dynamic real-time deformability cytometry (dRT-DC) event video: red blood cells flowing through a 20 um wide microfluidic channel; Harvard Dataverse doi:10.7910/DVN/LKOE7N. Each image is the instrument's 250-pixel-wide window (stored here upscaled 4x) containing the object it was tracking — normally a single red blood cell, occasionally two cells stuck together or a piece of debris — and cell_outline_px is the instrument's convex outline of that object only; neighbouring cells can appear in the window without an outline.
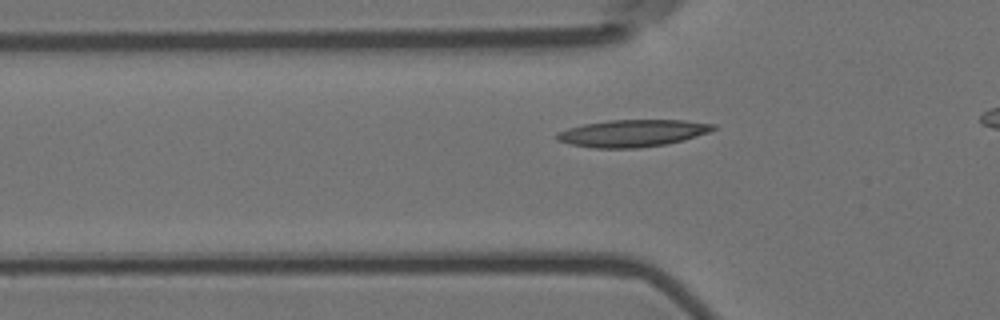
{"species": "Egyptian fruit bat (a non-hibernating species)", "species_latin": "Rousettus aegyptiacus", "temperature_condition": "room temperature", "stored_images_in_passage": 37, "camera_frame_rate_fps": 3000, "um_per_image_px": 0.085, "animal": {"sex": "female"}, "frame": {"image": 1, "passage_image": 9, "time_ms": 2.667, "image_size_px": [1000, 320], "cell_outline_px": [[716, 128], [708, 132], [684, 140], [664, 144], [640, 148], [592, 148], [568, 144], [556, 140], [556, 132], [568, 128], [584, 124], [608, 120], [684, 120], [716, 124]], "centroid_in_image_um": [53.72, 11.32], "position_along_channel_um": 72.1, "area_um2": 24.8}}
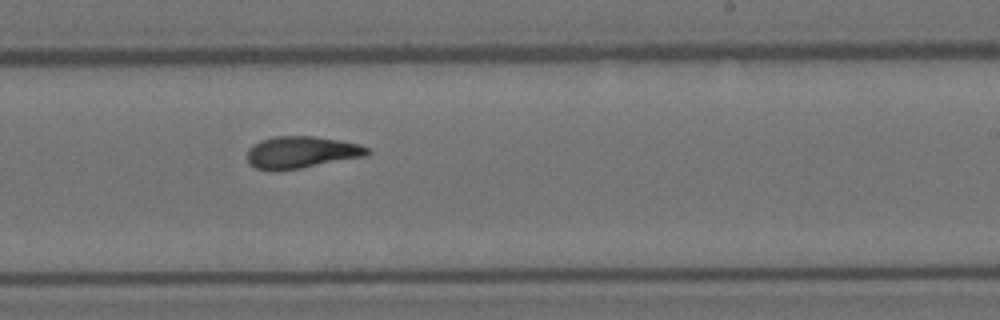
{"frame": {"image": 2, "passage_image": 25, "time_ms": 8.0, "image_size_px": [1000, 320], "cell_outline_px": [[372, 152], [368, 156], [300, 168], [276, 172], [272, 172], [256, 168], [248, 164], [248, 148], [252, 144], [260, 140], [276, 136], [312, 136], [360, 144], [368, 148]], "centroid_in_image_um": [25.6, 12.96], "position_along_channel_um": 263.4, "area_um2": 22.66}}
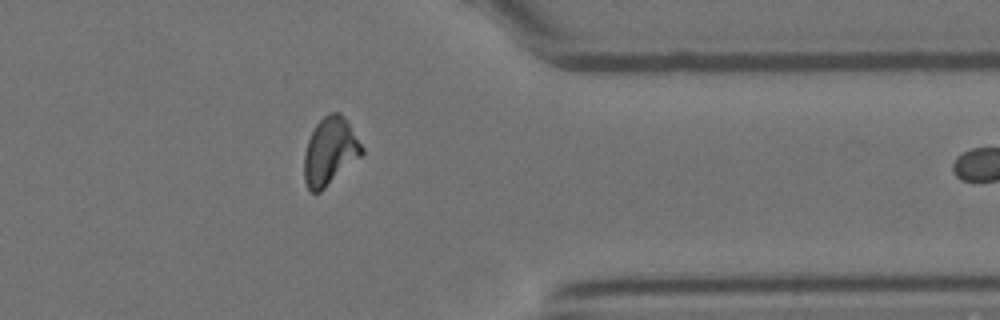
{"frame": {"image": 3, "passage_image": 36, "time_ms": 11.667, "image_size_px": [1000, 320], "cell_outline_px": [[364, 152], [360, 156], [320, 192], [312, 192], [308, 188], [304, 180], [304, 156], [308, 140], [316, 124], [324, 116], [332, 112], [340, 112], [348, 120], [364, 148]], "centroid_in_image_um": [28.06, 12.83], "position_along_channel_um": 383.3, "area_um2": 22.54}}